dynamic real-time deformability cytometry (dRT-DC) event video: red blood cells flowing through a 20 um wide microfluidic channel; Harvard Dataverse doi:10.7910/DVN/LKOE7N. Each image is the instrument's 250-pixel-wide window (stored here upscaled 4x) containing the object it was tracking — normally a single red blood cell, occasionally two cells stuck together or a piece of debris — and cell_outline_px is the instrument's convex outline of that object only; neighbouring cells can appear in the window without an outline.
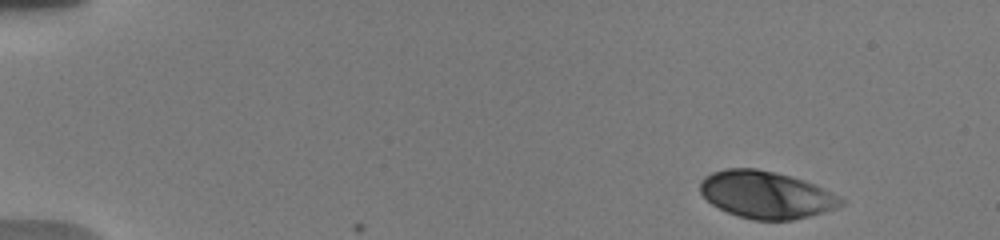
{"species": "human", "species_latin": "Homo sapiens", "temperature_condition": "warm", "stored_images_in_passage": 15, "camera_frame_rate_fps": 3000, "um_per_image_px": 0.085, "donor": {"sex": "male"}, "frame": {"image": 1, "passage_image": 1, "time_ms": 0.0, "image_size_px": [1000, 240], "cell_outline_px": [[844, 204], [836, 208], [824, 212], [792, 220], [752, 220], [728, 212], [712, 204], [700, 192], [700, 180], [704, 176], [712, 172], [724, 168], [756, 168], [804, 180], [816, 184], [844, 200]], "centroid_in_image_um": [65.1, 16.55], "position_along_channel_um": 19.9, "area_um2": 38.55}}
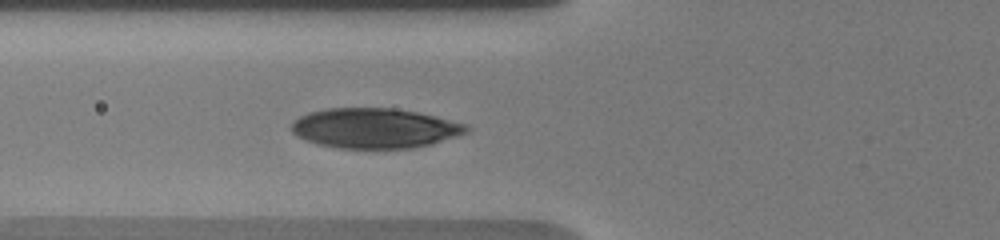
{"frame": {"image": 2, "passage_image": 7, "time_ms": 5.333, "image_size_px": [1000, 240], "cell_outline_px": [[472, 128], [468, 132], [432, 144], [412, 148], [340, 148], [320, 144], [296, 136], [288, 128], [300, 116], [308, 112], [328, 108], [392, 108], [416, 112], [436, 116], [464, 124]], "centroid_in_image_um": [31.85, 10.89], "position_along_channel_um": 94.0, "area_um2": 40.63}}
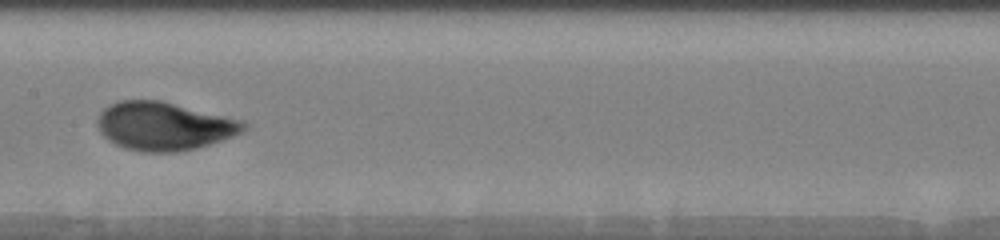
{"frame": {"image": 3, "passage_image": 13, "time_ms": 8.0, "image_size_px": [1000, 240], "cell_outline_px": [[248, 128], [244, 132], [196, 148], [176, 152], [144, 152], [124, 148], [108, 140], [100, 132], [96, 120], [100, 112], [108, 104], [116, 100], [160, 100], [244, 120], [248, 124]], "centroid_in_image_um": [13.94, 10.71], "position_along_channel_um": 193.5, "area_um2": 41.38}}